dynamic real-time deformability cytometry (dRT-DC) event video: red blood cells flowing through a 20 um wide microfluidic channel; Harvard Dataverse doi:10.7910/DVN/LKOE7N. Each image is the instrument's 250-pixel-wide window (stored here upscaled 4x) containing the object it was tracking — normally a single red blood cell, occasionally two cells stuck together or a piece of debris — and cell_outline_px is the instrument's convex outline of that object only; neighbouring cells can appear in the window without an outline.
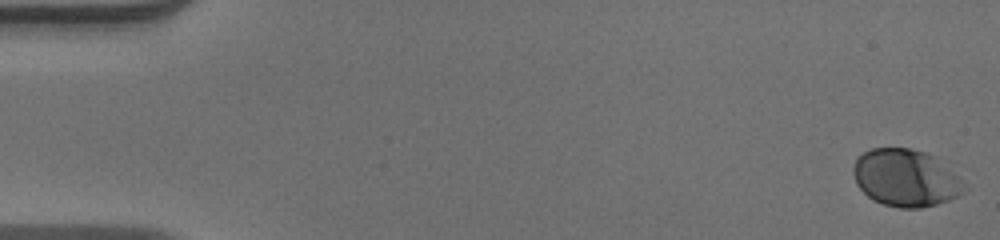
{"species": "human", "species_latin": "Homo sapiens", "temperature_condition": "warm", "stored_images_in_passage": 53, "camera_frame_rate_fps": 3000, "um_per_image_px": 0.085, "donor": {"sex": "male"}, "frame": {"image": 1, "passage_image": 1, "time_ms": 0.0, "image_size_px": [1000, 240], "cell_outline_px": [[968, 188], [964, 192], [948, 200], [936, 204], [920, 208], [900, 208], [884, 204], [872, 200], [856, 184], [852, 172], [852, 168], [856, 156], [872, 148], [908, 148], [924, 152], [936, 156], [960, 176]], "centroid_in_image_um": [76.99, 15.11], "position_along_channel_um": 8.0, "area_um2": 37.45}}
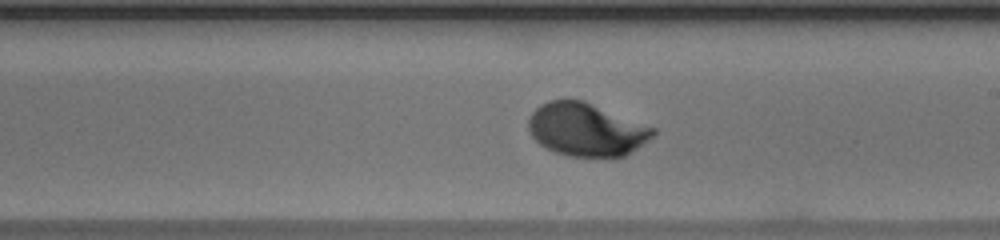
{"frame": {"image": 2, "passage_image": 31, "time_ms": 10.0, "image_size_px": [1000, 240], "cell_outline_px": [[656, 132], [648, 140], [624, 156], [568, 156], [556, 152], [540, 144], [532, 136], [528, 128], [528, 120], [532, 112], [540, 104], [548, 100], [584, 100], [656, 128]], "centroid_in_image_um": [49.82, 10.99], "position_along_channel_um": 239.2, "area_um2": 38.21}}
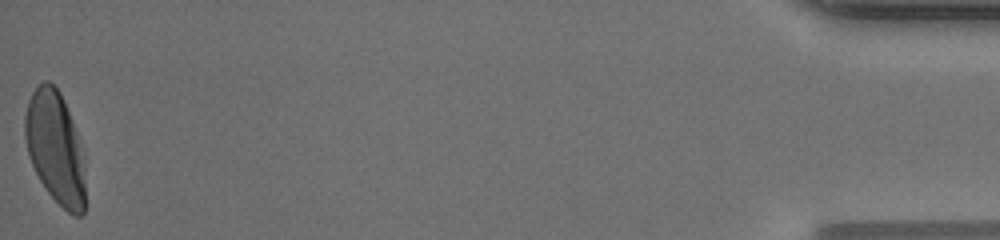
{"frame": {"image": 3, "passage_image": 53, "time_ms": 17.333, "image_size_px": [1000, 240], "cell_outline_px": [[84, 212], [80, 216], [72, 216], [48, 192], [40, 180], [32, 164], [28, 152], [24, 136], [24, 116], [28, 100], [32, 92], [44, 80], [48, 80], [60, 92], [64, 100], [72, 120], [76, 132], [84, 164]], "centroid_in_image_um": [4.68, 12.53], "position_along_channel_um": 430.5, "area_um2": 39.02}, "authors_computed_cell_mechanics": {"area_um2": 37.7434, "velocity_mm_per_s": 3.9143, "shape_relaxation_time_tau1_ms": 2.2087, "shape_relaxation_time_tau2_ms": null, "deformation_change_tau1": 0.15, "deformation_change_tau2": null}}